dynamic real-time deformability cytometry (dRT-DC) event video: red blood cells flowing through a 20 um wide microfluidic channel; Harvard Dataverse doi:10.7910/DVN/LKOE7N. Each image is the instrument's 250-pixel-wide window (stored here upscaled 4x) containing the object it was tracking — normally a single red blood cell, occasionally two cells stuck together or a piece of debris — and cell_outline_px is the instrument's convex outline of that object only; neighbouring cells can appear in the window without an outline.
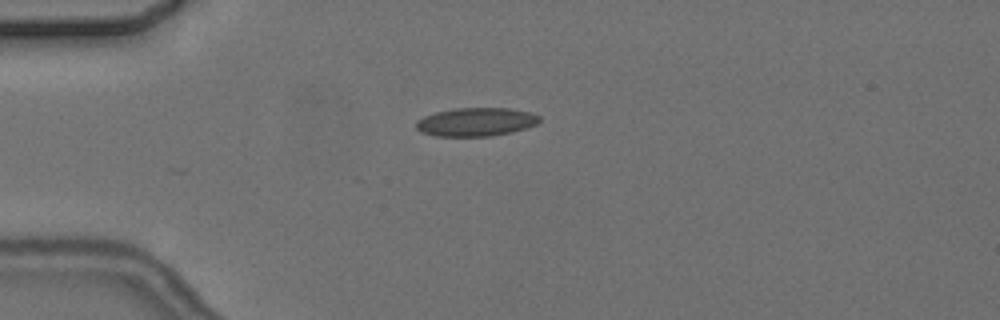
{"species": "common noctule bat (a hibernating species)", "species_latin": "Nyctalus noctula", "temperature_condition": "cold", "stored_images_in_passage": 5, "camera_frame_rate_fps": 3000, "um_per_image_px": 0.085, "animal": {"sex": "female", "body_mass_g": 24.6, "forearm_length_mm": 56.2}, "frame": {"image": 1, "passage_image": 3, "time_ms": 2.667, "image_size_px": [1000, 320], "cell_outline_px": [[540, 120], [536, 124], [512, 132], [492, 136], [436, 136], [420, 132], [416, 128], [416, 120], [424, 116], [436, 112], [456, 108], [508, 108], [532, 112], [540, 116]], "centroid_in_image_um": [40.45, 10.36], "position_along_channel_um": 44.5, "area_um2": 20.52}}
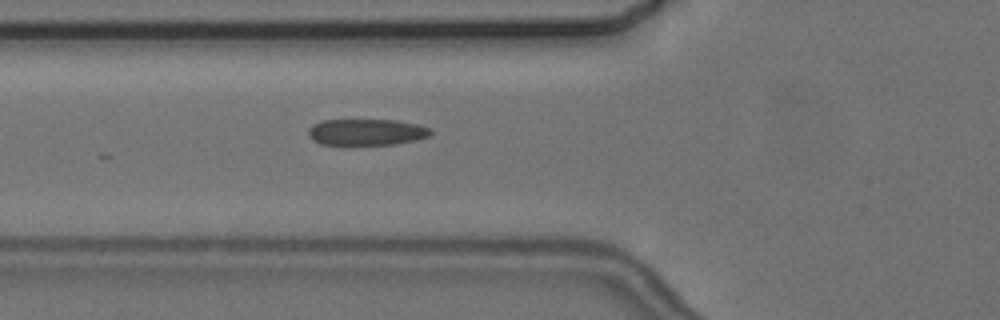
{"frame": {"image": 2, "passage_image": 5, "time_ms": 4.667, "image_size_px": [1000, 320], "cell_outline_px": [[432, 132], [428, 136], [416, 140], [396, 144], [320, 144], [312, 140], [308, 136], [308, 128], [312, 124], [320, 120], [396, 120], [416, 124], [432, 128]], "centroid_in_image_um": [31.13, 11.22], "position_along_channel_um": 94.7, "area_um2": 18.84}}